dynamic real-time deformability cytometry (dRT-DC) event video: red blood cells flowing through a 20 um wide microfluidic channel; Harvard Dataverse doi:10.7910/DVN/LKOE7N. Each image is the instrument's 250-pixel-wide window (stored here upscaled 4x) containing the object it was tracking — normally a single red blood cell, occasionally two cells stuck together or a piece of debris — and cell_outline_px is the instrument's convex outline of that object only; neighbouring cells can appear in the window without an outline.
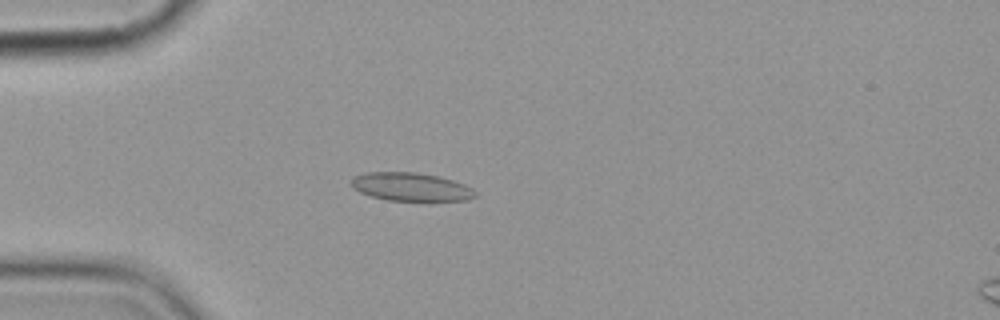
{"species": "common noctule bat (a hibernating species)", "species_latin": "Nyctalus noctula", "temperature_condition": "cold", "stored_images_in_passage": 4, "camera_frame_rate_fps": 3000, "um_per_image_px": 0.085, "animal": {"sex": "female", "body_mass_g": 19.9}, "frame": {"image": 1, "passage_image": 4, "time_ms": 3.333, "image_size_px": [1000, 320], "cell_outline_px": [[476, 196], [468, 200], [432, 204], [388, 200], [372, 196], [360, 192], [352, 188], [352, 176], [368, 172], [416, 172], [436, 176], [452, 180], [464, 184], [472, 188], [476, 192]], "centroid_in_image_um": [35.0, 15.94], "position_along_channel_um": 50.0, "area_um2": 21.39}}